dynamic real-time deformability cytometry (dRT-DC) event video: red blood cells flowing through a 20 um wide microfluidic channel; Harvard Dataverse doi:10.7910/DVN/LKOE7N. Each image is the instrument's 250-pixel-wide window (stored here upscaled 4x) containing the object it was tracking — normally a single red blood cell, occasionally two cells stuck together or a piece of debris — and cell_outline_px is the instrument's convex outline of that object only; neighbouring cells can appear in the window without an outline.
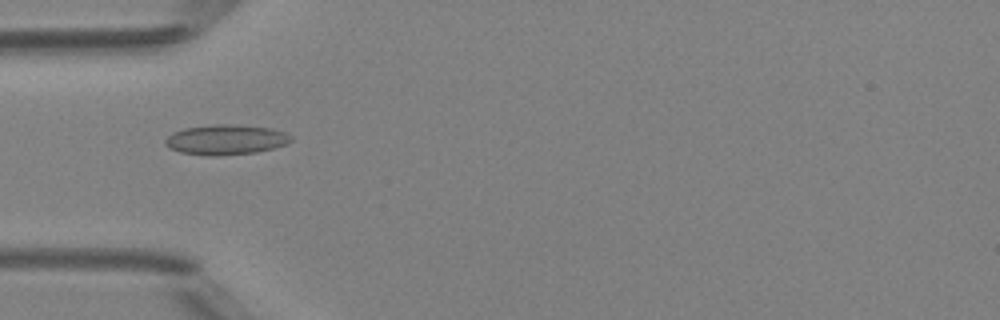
{"species": "Egyptian fruit bat (a non-hibernating species)", "species_latin": "Rousettus aegyptiacus", "temperature_condition": "room temperature", "stored_images_in_passage": 35, "camera_frame_rate_fps": 3000, "um_per_image_px": 0.085, "animal": {"sex": "female"}, "frame": {"image": 1, "passage_image": 1, "time_ms": 0.0, "image_size_px": [1000, 320], "cell_outline_px": [[292, 140], [288, 144], [256, 152], [216, 156], [208, 156], [180, 152], [168, 148], [164, 144], [164, 140], [172, 132], [184, 128], [216, 124], [232, 124], [272, 128], [284, 132], [292, 136]], "centroid_in_image_um": [19.18, 11.87], "position_along_channel_um": 65.8, "area_um2": 22.2}}
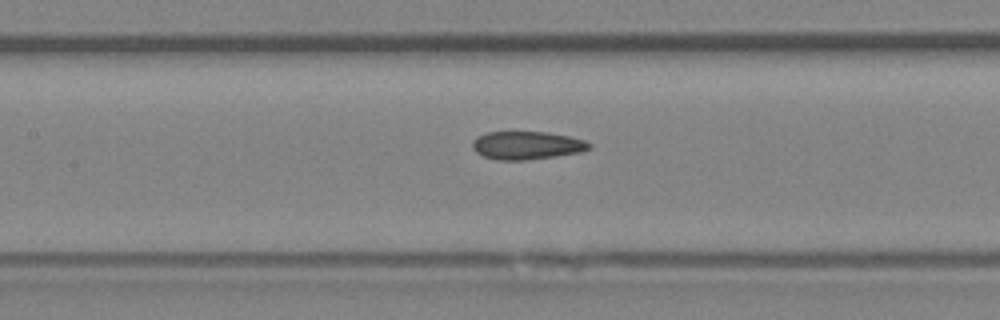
{"frame": {"image": 2, "passage_image": 8, "time_ms": 2.333, "image_size_px": [1000, 320], "cell_outline_px": [[592, 148], [580, 152], [556, 156], [524, 160], [496, 160], [484, 156], [476, 152], [472, 148], [472, 140], [476, 136], [488, 132], [548, 132], [568, 136], [584, 140], [592, 144]], "centroid_in_image_um": [44.77, 12.35], "position_along_channel_um": 162.6, "area_um2": 19.19}}
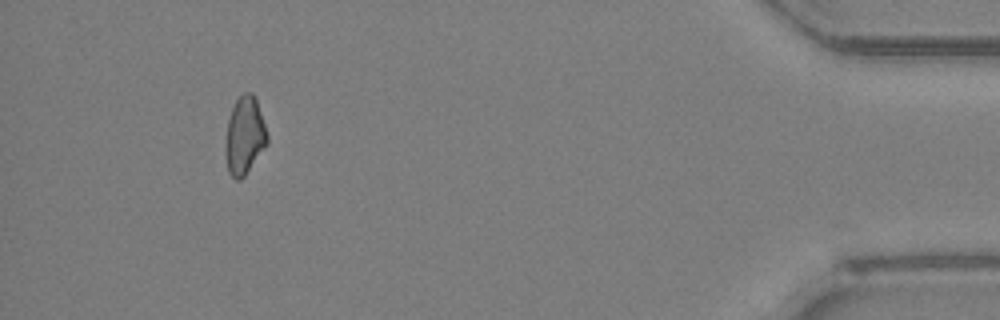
{"frame": {"image": 3, "passage_image": 31, "time_ms": 10.0, "image_size_px": [1000, 320], "cell_outline_px": [[268, 144], [244, 176], [240, 180], [236, 180], [228, 172], [224, 152], [224, 144], [228, 120], [232, 108], [236, 100], [244, 92], [252, 92], [256, 100], [268, 136]], "centroid_in_image_um": [20.77, 11.56], "position_along_channel_um": 414.4, "area_um2": 18.96}, "authors_computed_cell_mechanics": {"area_um2": 18.9584, "velocity_mm_per_s": 4.1573, "shape_relaxation_time_tau1_ms": null, "shape_relaxation_time_tau2_ms": 3.5483, "deformation_change_tau1": null, "deformation_change_tau2": 0.0855}}